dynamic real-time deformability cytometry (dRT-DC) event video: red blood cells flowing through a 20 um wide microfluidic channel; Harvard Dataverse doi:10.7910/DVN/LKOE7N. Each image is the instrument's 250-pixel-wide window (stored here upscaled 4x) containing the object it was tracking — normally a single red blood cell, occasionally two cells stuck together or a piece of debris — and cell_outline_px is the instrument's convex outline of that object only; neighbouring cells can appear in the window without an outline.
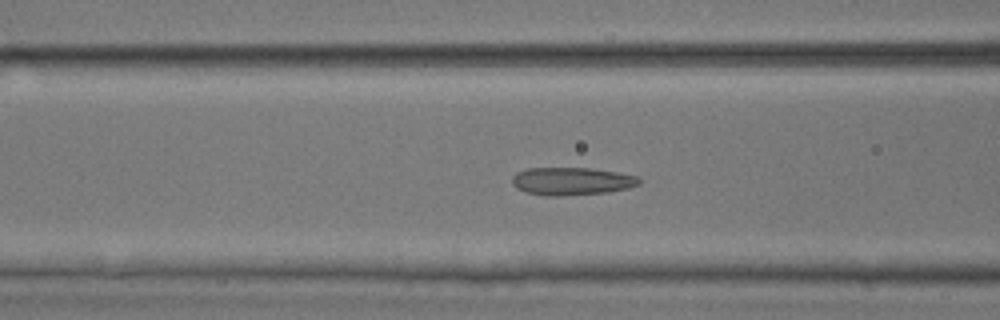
{"species": "common noctule bat (a hibernating species)", "species_latin": "Nyctalus noctula", "temperature_condition": "room temperature", "stored_images_in_passage": 47, "camera_frame_rate_fps": 3000, "um_per_image_px": 0.085, "animal": {"sex": "male", "body_mass_g": 17.9, "forearm_length_mm": 54.2}, "frame": {"image": 1, "passage_image": 19, "time_ms": 6.0, "image_size_px": [1000, 320], "cell_outline_px": [[640, 184], [628, 188], [608, 192], [560, 196], [544, 196], [528, 192], [516, 188], [512, 184], [512, 176], [516, 172], [528, 168], [592, 168], [616, 172], [636, 176], [640, 180]], "centroid_in_image_um": [48.56, 15.4], "position_along_channel_um": 118.0, "area_um2": 20.58}}
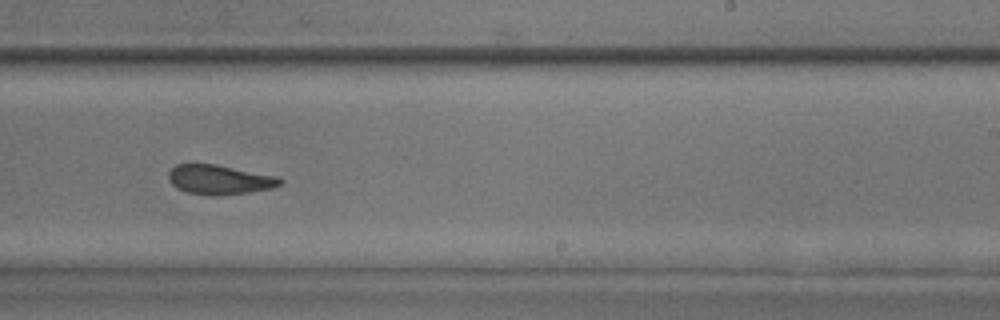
{"frame": {"image": 2, "passage_image": 30, "time_ms": 9.667, "image_size_px": [1000, 320], "cell_outline_px": [[284, 180], [280, 184], [272, 188], [248, 192], [212, 196], [188, 192], [176, 188], [172, 184], [168, 176], [168, 172], [176, 164], [216, 164], [280, 176]], "centroid_in_image_um": [18.68, 15.26], "position_along_channel_um": 270.3, "area_um2": 19.25}}
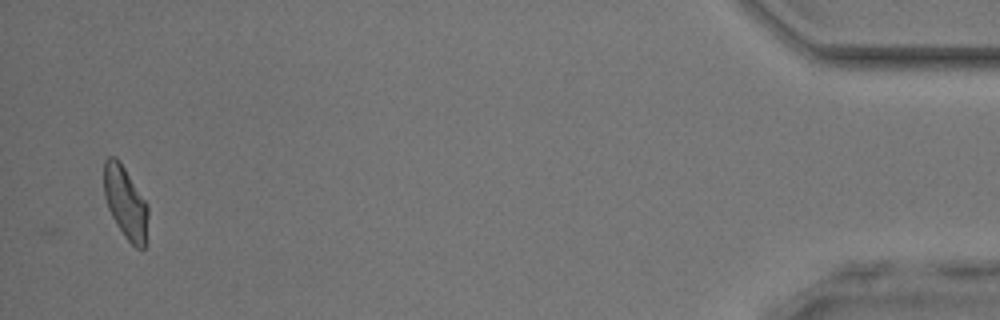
{"frame": {"image": 3, "passage_image": 47, "time_ms": 15.333, "image_size_px": [1000, 320], "cell_outline_px": [[148, 216], [144, 248], [136, 248], [124, 236], [116, 224], [108, 208], [104, 196], [104, 160], [108, 156], [116, 156], [148, 204]], "centroid_in_image_um": [10.65, 17.2], "position_along_channel_um": 424.5, "area_um2": 18.44}, "authors_computed_cell_mechanics": {"area_um2": 19.941, "velocity_mm_per_s": 4.1765, "shape_relaxation_time_tau1_ms": 4.263, "shape_relaxation_time_tau2_ms": 1.9681, "deformation_change_tau1": 0.1488, "deformation_change_tau2": 0.1027}}